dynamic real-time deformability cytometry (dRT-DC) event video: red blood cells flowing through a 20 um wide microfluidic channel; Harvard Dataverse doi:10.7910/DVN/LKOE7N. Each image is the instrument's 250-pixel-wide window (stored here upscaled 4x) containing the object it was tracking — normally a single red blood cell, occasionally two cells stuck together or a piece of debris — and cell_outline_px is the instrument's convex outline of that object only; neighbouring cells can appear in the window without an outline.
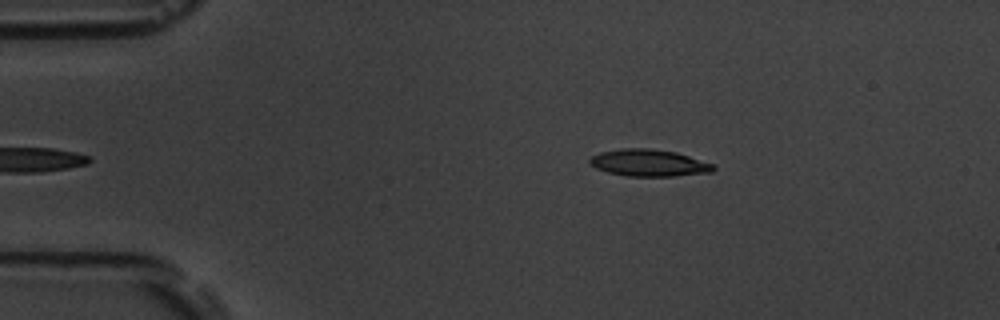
{"species": "common noctule bat (a hibernating species)", "species_latin": "Nyctalus noctula", "temperature_condition": "room temperature", "stored_images_in_passage": 40, "camera_frame_rate_fps": 3000, "um_per_image_px": 0.085, "animal": {"sex": "male", "body_mass_g": 19.5, "forearm_length_mm": 54.6}, "frame": {"image": 1, "passage_image": 2, "time_ms": 0.333, "image_size_px": [1000, 320], "cell_outline_px": [[716, 168], [712, 172], [672, 176], [628, 176], [608, 172], [596, 168], [588, 160], [592, 156], [600, 152], [620, 148], [652, 148], [676, 152], [712, 164]], "centroid_in_image_um": [55.14, 13.84], "position_along_channel_um": 29.9, "area_um2": 19.25}}
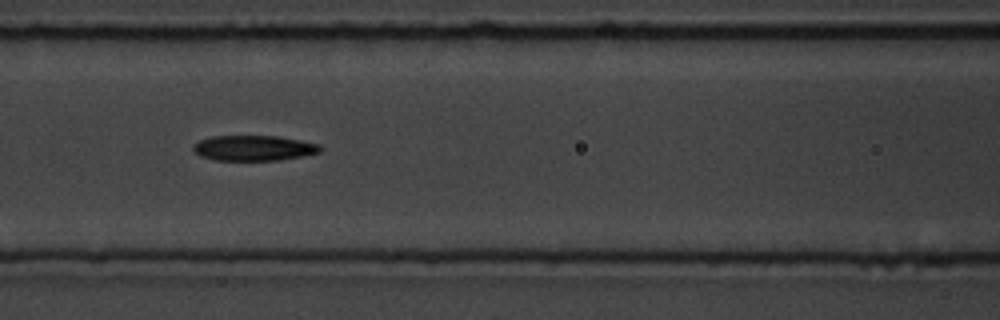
{"frame": {"image": 2, "passage_image": 16, "time_ms": 5.0, "image_size_px": [1000, 320], "cell_outline_px": [[324, 148], [320, 152], [280, 160], [212, 160], [200, 156], [192, 148], [192, 144], [200, 140], [212, 136], [276, 136], [300, 140], [320, 144]], "centroid_in_image_um": [21.56, 12.58], "position_along_channel_um": 145.0, "area_um2": 18.79}}
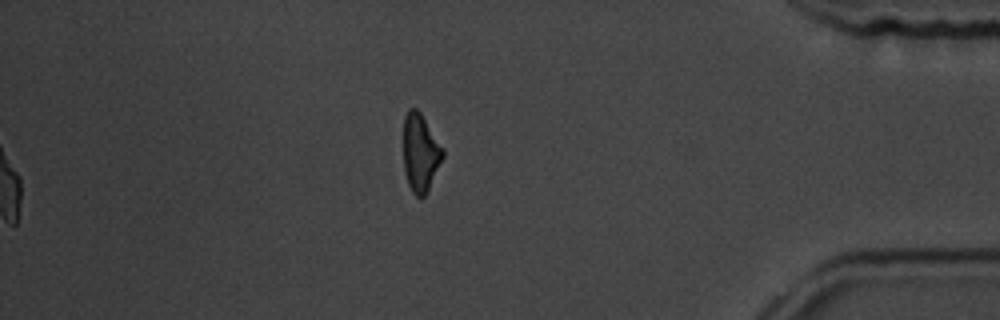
{"frame": {"image": 3, "passage_image": 40, "time_ms": 13.0, "image_size_px": [1000, 320], "cell_outline_px": [[444, 156], [428, 192], [424, 196], [416, 196], [412, 192], [408, 184], [404, 172], [404, 116], [408, 108], [416, 108], [420, 112], [444, 148]], "centroid_in_image_um": [35.74, 12.99], "position_along_channel_um": 399.5, "area_um2": 18.03}, "authors_computed_cell_mechanics": {"area_um2": 19.2185, "velocity_mm_per_s": 3.6494, "shape_relaxation_time_tau1_ms": 3.6852, "shape_relaxation_time_tau2_ms": 2.6133, "deformation_change_tau1": 0.1378, "deformation_change_tau2": 0.1165}}